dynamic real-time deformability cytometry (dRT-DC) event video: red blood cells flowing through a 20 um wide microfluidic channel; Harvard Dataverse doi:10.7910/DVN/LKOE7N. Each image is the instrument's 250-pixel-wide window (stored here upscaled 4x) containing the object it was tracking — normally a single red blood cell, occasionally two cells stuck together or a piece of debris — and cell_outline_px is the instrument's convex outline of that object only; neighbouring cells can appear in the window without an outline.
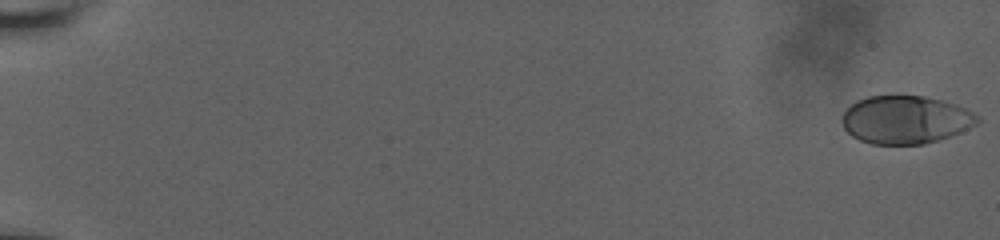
{"species": "human", "species_latin": "Homo sapiens", "temperature_condition": "room temperature", "stored_images_in_passage": 58, "camera_frame_rate_fps": 3000, "um_per_image_px": 0.085, "donor": {"sex": "male"}, "frame": {"image": 1, "passage_image": 1, "time_ms": 0.0, "image_size_px": [1000, 240], "cell_outline_px": [[980, 120], [976, 124], [960, 132], [924, 144], [872, 144], [860, 140], [852, 136], [844, 128], [844, 112], [856, 100], [868, 96], [924, 96], [956, 104], [972, 112]], "centroid_in_image_um": [76.96, 10.17], "position_along_channel_um": 8.0, "area_um2": 37.4}}
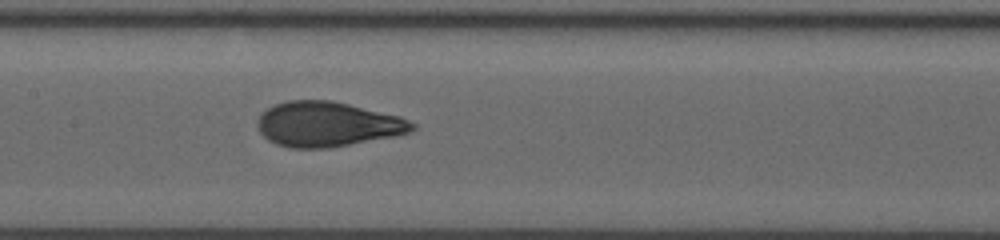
{"frame": {"image": 2, "passage_image": 32, "time_ms": 10.333, "image_size_px": [1000, 240], "cell_outline_px": [[416, 128], [408, 132], [392, 136], [348, 144], [324, 148], [288, 148], [276, 144], [268, 140], [260, 132], [256, 124], [260, 116], [268, 108], [276, 104], [288, 100], [332, 100], [400, 116], [416, 124]], "centroid_in_image_um": [27.81, 10.55], "position_along_channel_um": 179.6, "area_um2": 40.11}}
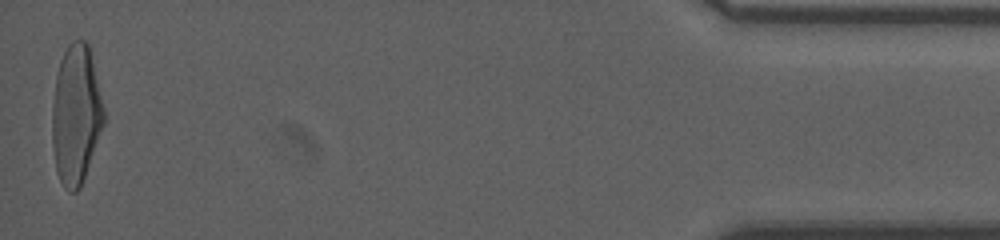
{"frame": {"image": 3, "passage_image": 58, "time_ms": 19.0, "image_size_px": [1000, 240], "cell_outline_px": [[104, 124], [80, 188], [76, 192], [68, 192], [64, 188], [56, 172], [52, 144], [52, 104], [56, 76], [60, 60], [68, 44], [72, 40], [84, 40], [88, 44], [104, 108]], "centroid_in_image_um": [6.44, 9.77], "position_along_channel_um": 428.8, "area_um2": 41.85}, "authors_computed_cell_mechanics": {"area_um2": 39.4774, "velocity_mm_per_s": 3.8012, "shape_relaxation_time_tau1_ms": 5.3948, "shape_relaxation_time_tau2_ms": null, "deformation_change_tau1": 0.2083, "deformation_change_tau2": null}}